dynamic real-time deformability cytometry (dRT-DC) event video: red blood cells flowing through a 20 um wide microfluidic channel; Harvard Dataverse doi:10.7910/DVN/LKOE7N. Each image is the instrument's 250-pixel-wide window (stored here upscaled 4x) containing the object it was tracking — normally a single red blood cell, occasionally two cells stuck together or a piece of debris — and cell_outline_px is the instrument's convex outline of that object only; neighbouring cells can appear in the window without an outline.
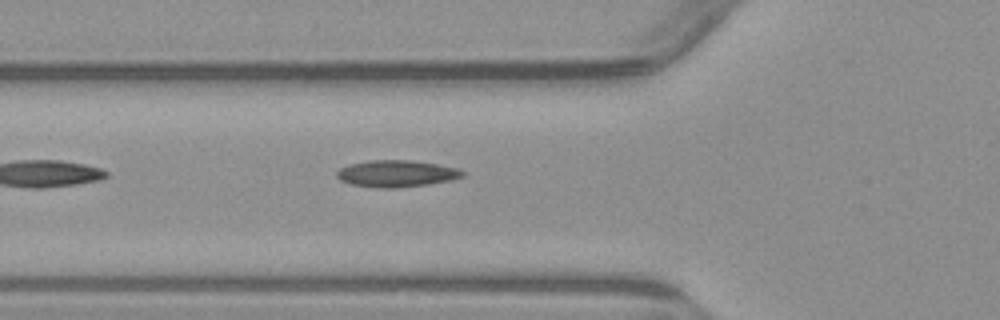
{"species": "common noctule bat (a hibernating species)", "species_latin": "Nyctalus noctula", "temperature_condition": "warm", "stored_images_in_passage": 4, "camera_frame_rate_fps": 3000, "um_per_image_px": 0.085, "animal": {"sex": "male", "body_mass_g": 23.1, "forearm_length_mm": 52.7}, "frame": {"image": 1, "passage_image": 4, "time_ms": 4.667, "image_size_px": [1000, 320], "cell_outline_px": [[464, 176], [448, 180], [428, 184], [396, 188], [376, 188], [348, 184], [340, 180], [336, 176], [336, 172], [340, 168], [348, 164], [368, 160], [412, 160], [436, 164], [456, 168], [464, 172]], "centroid_in_image_um": [33.62, 14.76], "position_along_channel_um": 92.2, "area_um2": 19.65}}